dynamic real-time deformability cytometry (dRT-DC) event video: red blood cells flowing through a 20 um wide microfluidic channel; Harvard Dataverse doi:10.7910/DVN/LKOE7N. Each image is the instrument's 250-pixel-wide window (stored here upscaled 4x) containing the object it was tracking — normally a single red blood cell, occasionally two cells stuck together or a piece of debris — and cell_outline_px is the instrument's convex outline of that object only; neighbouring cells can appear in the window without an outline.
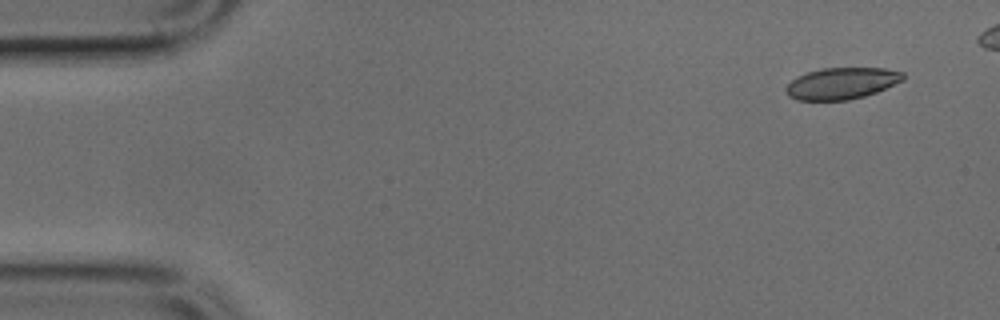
{"species": "common noctule bat (a hibernating species)", "species_latin": "Nyctalus noctula", "temperature_condition": "cold", "stored_images_in_passage": 6, "camera_frame_rate_fps": 3000, "um_per_image_px": 0.085, "animal": {"sex": "male", "body_mass_g": 17.9, "forearm_length_mm": 54.2}, "frame": {"image": 1, "passage_image": 1, "time_ms": 0.0, "image_size_px": [1000, 320], "cell_outline_px": [[904, 80], [876, 92], [864, 96], [848, 100], [796, 100], [788, 96], [784, 88], [792, 80], [808, 72], [824, 68], [884, 68], [904, 72]], "centroid_in_image_um": [71.55, 7.09], "position_along_channel_um": 13.4, "area_um2": 21.44}}
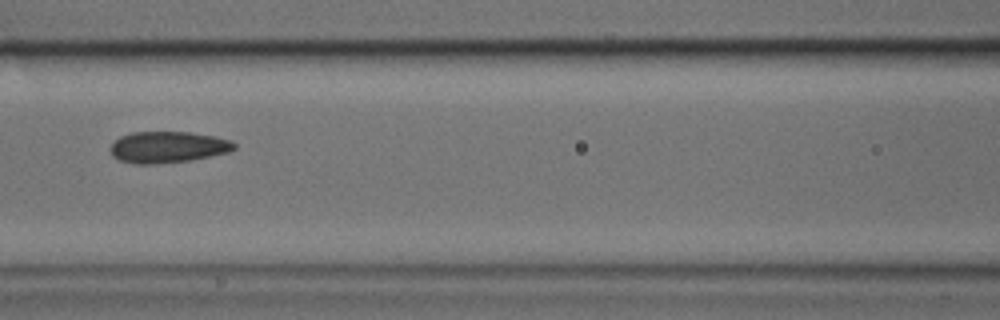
{"frame": {"image": 2, "passage_image": 6, "time_ms": 1.667, "image_size_px": [1000, 320], "cell_outline_px": [[236, 148], [228, 152], [192, 160], [156, 164], [136, 164], [116, 160], [112, 156], [112, 144], [120, 136], [132, 132], [188, 132], [216, 136], [232, 140], [236, 144]], "centroid_in_image_um": [14.28, 12.51], "position_along_channel_um": 152.3, "area_um2": 22.77}}